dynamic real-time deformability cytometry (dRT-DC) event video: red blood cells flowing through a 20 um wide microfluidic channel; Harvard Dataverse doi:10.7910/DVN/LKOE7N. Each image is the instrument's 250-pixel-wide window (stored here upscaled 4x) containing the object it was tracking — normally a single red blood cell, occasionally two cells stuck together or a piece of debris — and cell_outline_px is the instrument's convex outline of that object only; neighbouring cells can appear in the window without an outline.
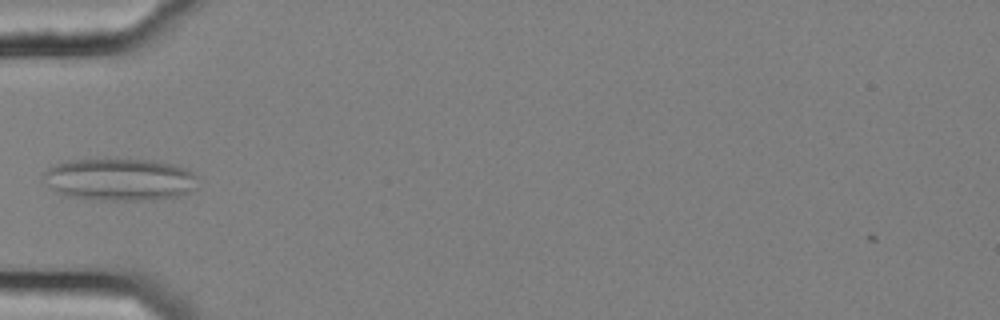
{"species": "common noctule bat (a hibernating species)", "species_latin": "Nyctalus noctula", "temperature_condition": "cold", "stored_images_in_passage": 37, "camera_frame_rate_fps": 3000, "um_per_image_px": 0.085, "animal": {"sex": "female", "body_mass_g": 25.1}, "frame": {"image": 1, "passage_image": 1, "time_ms": 0.0, "image_size_px": [1000, 320], "cell_outline_px": [[200, 176], [196, 188], [192, 192], [184, 196], [152, 200], [100, 200], [68, 196], [52, 188], [40, 180], [44, 172], [48, 168], [56, 164], [68, 160], [148, 160], [172, 164], [184, 168]], "centroid_in_image_um": [10.23, 15.28], "position_along_channel_um": 74.8, "area_um2": 38.32}}